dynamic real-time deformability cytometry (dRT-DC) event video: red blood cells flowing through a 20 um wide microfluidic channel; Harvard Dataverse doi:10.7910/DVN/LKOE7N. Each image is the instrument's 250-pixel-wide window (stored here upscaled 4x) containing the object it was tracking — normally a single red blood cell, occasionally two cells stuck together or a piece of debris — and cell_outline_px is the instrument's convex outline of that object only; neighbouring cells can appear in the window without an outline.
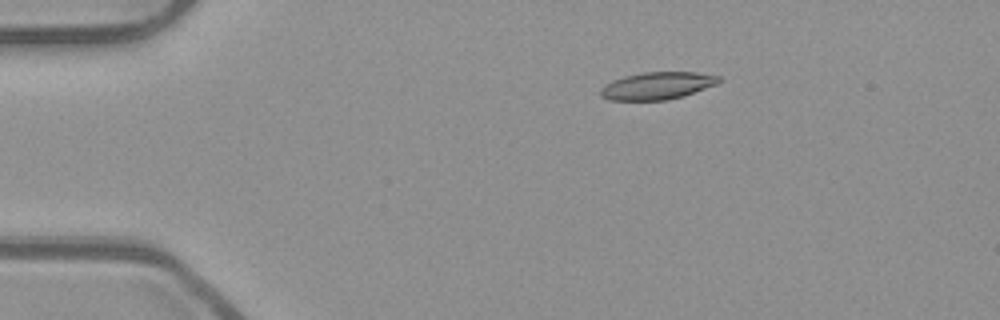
{"species": "common noctule bat (a hibernating species)", "species_latin": "Nyctalus noctula", "temperature_condition": "room temperature", "stored_images_in_passage": 53, "camera_frame_rate_fps": 3000, "um_per_image_px": 0.085, "animal": {"sex": "male", "body_mass_g": 23.1, "forearm_length_mm": 52.7}, "frame": {"image": 1, "passage_image": 9, "time_ms": 2.667, "image_size_px": [1000, 320], "cell_outline_px": [[720, 80], [716, 84], [684, 96], [668, 100], [608, 100], [600, 96], [600, 88], [612, 80], [624, 76], [644, 72], [696, 72], [720, 76]], "centroid_in_image_um": [55.84, 7.29], "position_along_channel_um": 29.2, "area_um2": 18.9}}
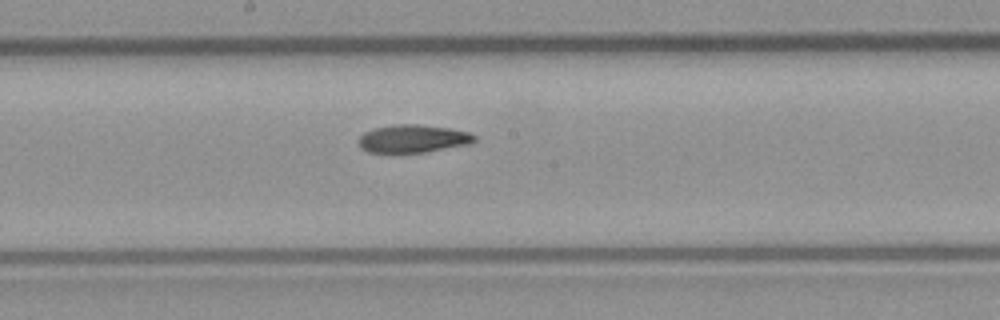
{"frame": {"image": 2, "passage_image": 28, "time_ms": 9.0, "image_size_px": [1000, 320], "cell_outline_px": [[476, 140], [468, 144], [424, 152], [368, 152], [360, 148], [356, 140], [364, 132], [372, 128], [396, 124], [416, 124], [448, 128], [468, 132], [476, 136]], "centroid_in_image_um": [35.04, 11.78], "position_along_channel_um": 213.2, "area_um2": 18.79}}
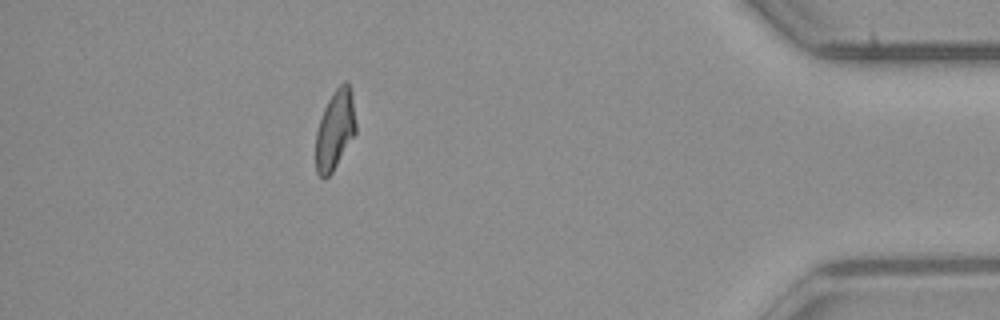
{"frame": {"image": 3, "passage_image": 47, "time_ms": 15.333, "image_size_px": [1000, 320], "cell_outline_px": [[356, 132], [332, 172], [324, 180], [316, 172], [316, 132], [324, 108], [332, 92], [344, 80], [348, 80], [352, 92], [356, 124]], "centroid_in_image_um": [28.48, 11.0], "position_along_channel_um": 406.7, "area_um2": 18.61}, "authors_computed_cell_mechanics": {"area_um2": 19.0162, "velocity_mm_per_s": 3.8712, "shape_relaxation_time_tau1_ms": null, "shape_relaxation_time_tau2_ms": 5.0408, "deformation_change_tau1": null, "deformation_change_tau2": 0.1356}}